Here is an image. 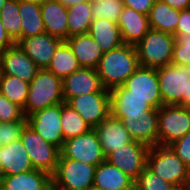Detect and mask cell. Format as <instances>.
<instances>
[{
    "mask_svg": "<svg viewBox=\"0 0 190 190\" xmlns=\"http://www.w3.org/2000/svg\"><path fill=\"white\" fill-rule=\"evenodd\" d=\"M120 119L134 141L148 147L158 145V109L144 112V115H113Z\"/></svg>",
    "mask_w": 190,
    "mask_h": 190,
    "instance_id": "5bb4252c",
    "label": "cell"
},
{
    "mask_svg": "<svg viewBox=\"0 0 190 190\" xmlns=\"http://www.w3.org/2000/svg\"><path fill=\"white\" fill-rule=\"evenodd\" d=\"M118 26L121 30L123 42L129 45L138 44L151 29L148 15L134 9L124 7L120 15Z\"/></svg>",
    "mask_w": 190,
    "mask_h": 190,
    "instance_id": "7402d4cb",
    "label": "cell"
},
{
    "mask_svg": "<svg viewBox=\"0 0 190 190\" xmlns=\"http://www.w3.org/2000/svg\"><path fill=\"white\" fill-rule=\"evenodd\" d=\"M52 176L44 171H31L0 176V190H49Z\"/></svg>",
    "mask_w": 190,
    "mask_h": 190,
    "instance_id": "44dd1931",
    "label": "cell"
},
{
    "mask_svg": "<svg viewBox=\"0 0 190 190\" xmlns=\"http://www.w3.org/2000/svg\"><path fill=\"white\" fill-rule=\"evenodd\" d=\"M63 98L67 102L71 97L96 92H110L104 88L95 68L81 67L62 79Z\"/></svg>",
    "mask_w": 190,
    "mask_h": 190,
    "instance_id": "9a60e30c",
    "label": "cell"
},
{
    "mask_svg": "<svg viewBox=\"0 0 190 190\" xmlns=\"http://www.w3.org/2000/svg\"><path fill=\"white\" fill-rule=\"evenodd\" d=\"M140 190H178L171 183L162 180L147 167L138 176L134 183Z\"/></svg>",
    "mask_w": 190,
    "mask_h": 190,
    "instance_id": "e575fe53",
    "label": "cell"
},
{
    "mask_svg": "<svg viewBox=\"0 0 190 190\" xmlns=\"http://www.w3.org/2000/svg\"><path fill=\"white\" fill-rule=\"evenodd\" d=\"M22 38L45 33L40 4L19 2Z\"/></svg>",
    "mask_w": 190,
    "mask_h": 190,
    "instance_id": "f546056e",
    "label": "cell"
},
{
    "mask_svg": "<svg viewBox=\"0 0 190 190\" xmlns=\"http://www.w3.org/2000/svg\"><path fill=\"white\" fill-rule=\"evenodd\" d=\"M179 159L190 169V130L169 146Z\"/></svg>",
    "mask_w": 190,
    "mask_h": 190,
    "instance_id": "f35d334b",
    "label": "cell"
},
{
    "mask_svg": "<svg viewBox=\"0 0 190 190\" xmlns=\"http://www.w3.org/2000/svg\"><path fill=\"white\" fill-rule=\"evenodd\" d=\"M27 124L31 126L46 142L63 146L64 137L61 128V104H56L28 116Z\"/></svg>",
    "mask_w": 190,
    "mask_h": 190,
    "instance_id": "4fadbf2b",
    "label": "cell"
},
{
    "mask_svg": "<svg viewBox=\"0 0 190 190\" xmlns=\"http://www.w3.org/2000/svg\"><path fill=\"white\" fill-rule=\"evenodd\" d=\"M61 128L64 141L85 134L92 129L66 102L61 103Z\"/></svg>",
    "mask_w": 190,
    "mask_h": 190,
    "instance_id": "4dcf8cb0",
    "label": "cell"
},
{
    "mask_svg": "<svg viewBox=\"0 0 190 190\" xmlns=\"http://www.w3.org/2000/svg\"><path fill=\"white\" fill-rule=\"evenodd\" d=\"M190 130V109L182 105H162L158 109V145L169 147Z\"/></svg>",
    "mask_w": 190,
    "mask_h": 190,
    "instance_id": "8992f818",
    "label": "cell"
},
{
    "mask_svg": "<svg viewBox=\"0 0 190 190\" xmlns=\"http://www.w3.org/2000/svg\"><path fill=\"white\" fill-rule=\"evenodd\" d=\"M184 190H190V173H189L188 181Z\"/></svg>",
    "mask_w": 190,
    "mask_h": 190,
    "instance_id": "7dc6e473",
    "label": "cell"
},
{
    "mask_svg": "<svg viewBox=\"0 0 190 190\" xmlns=\"http://www.w3.org/2000/svg\"><path fill=\"white\" fill-rule=\"evenodd\" d=\"M149 149L146 144L133 141L110 153L106 161L135 181L147 166Z\"/></svg>",
    "mask_w": 190,
    "mask_h": 190,
    "instance_id": "7c38bea8",
    "label": "cell"
},
{
    "mask_svg": "<svg viewBox=\"0 0 190 190\" xmlns=\"http://www.w3.org/2000/svg\"><path fill=\"white\" fill-rule=\"evenodd\" d=\"M40 8L45 33L66 41L68 39L67 8L57 0H44Z\"/></svg>",
    "mask_w": 190,
    "mask_h": 190,
    "instance_id": "ffe728a7",
    "label": "cell"
},
{
    "mask_svg": "<svg viewBox=\"0 0 190 190\" xmlns=\"http://www.w3.org/2000/svg\"><path fill=\"white\" fill-rule=\"evenodd\" d=\"M27 121H13L0 123V146L5 147L20 140L21 133Z\"/></svg>",
    "mask_w": 190,
    "mask_h": 190,
    "instance_id": "8d00e7d4",
    "label": "cell"
},
{
    "mask_svg": "<svg viewBox=\"0 0 190 190\" xmlns=\"http://www.w3.org/2000/svg\"><path fill=\"white\" fill-rule=\"evenodd\" d=\"M125 5L122 0L91 1L93 19H105L118 23Z\"/></svg>",
    "mask_w": 190,
    "mask_h": 190,
    "instance_id": "836d02e7",
    "label": "cell"
},
{
    "mask_svg": "<svg viewBox=\"0 0 190 190\" xmlns=\"http://www.w3.org/2000/svg\"><path fill=\"white\" fill-rule=\"evenodd\" d=\"M168 4L170 7L177 10H185L190 8V0H159Z\"/></svg>",
    "mask_w": 190,
    "mask_h": 190,
    "instance_id": "7bdbcfd3",
    "label": "cell"
},
{
    "mask_svg": "<svg viewBox=\"0 0 190 190\" xmlns=\"http://www.w3.org/2000/svg\"><path fill=\"white\" fill-rule=\"evenodd\" d=\"M49 190H62V189H60V188H58V187L54 186L53 184H51V186H50V189H49Z\"/></svg>",
    "mask_w": 190,
    "mask_h": 190,
    "instance_id": "c3c4849f",
    "label": "cell"
},
{
    "mask_svg": "<svg viewBox=\"0 0 190 190\" xmlns=\"http://www.w3.org/2000/svg\"><path fill=\"white\" fill-rule=\"evenodd\" d=\"M174 35H190V8L180 10L177 29Z\"/></svg>",
    "mask_w": 190,
    "mask_h": 190,
    "instance_id": "60d3db41",
    "label": "cell"
},
{
    "mask_svg": "<svg viewBox=\"0 0 190 190\" xmlns=\"http://www.w3.org/2000/svg\"><path fill=\"white\" fill-rule=\"evenodd\" d=\"M138 54L134 45L121 46L104 52L96 68L105 89L122 86L139 67Z\"/></svg>",
    "mask_w": 190,
    "mask_h": 190,
    "instance_id": "6da1fadb",
    "label": "cell"
},
{
    "mask_svg": "<svg viewBox=\"0 0 190 190\" xmlns=\"http://www.w3.org/2000/svg\"><path fill=\"white\" fill-rule=\"evenodd\" d=\"M62 42L63 40L60 38L42 33L22 38L17 44L40 69H45Z\"/></svg>",
    "mask_w": 190,
    "mask_h": 190,
    "instance_id": "e0dca14e",
    "label": "cell"
},
{
    "mask_svg": "<svg viewBox=\"0 0 190 190\" xmlns=\"http://www.w3.org/2000/svg\"><path fill=\"white\" fill-rule=\"evenodd\" d=\"M66 42L72 49L81 67L97 68L104 52L89 34L71 36Z\"/></svg>",
    "mask_w": 190,
    "mask_h": 190,
    "instance_id": "603a6c76",
    "label": "cell"
},
{
    "mask_svg": "<svg viewBox=\"0 0 190 190\" xmlns=\"http://www.w3.org/2000/svg\"><path fill=\"white\" fill-rule=\"evenodd\" d=\"M0 19L8 35L17 44L22 39L19 1L8 0L0 10Z\"/></svg>",
    "mask_w": 190,
    "mask_h": 190,
    "instance_id": "d6a6232c",
    "label": "cell"
},
{
    "mask_svg": "<svg viewBox=\"0 0 190 190\" xmlns=\"http://www.w3.org/2000/svg\"><path fill=\"white\" fill-rule=\"evenodd\" d=\"M28 91V82H25L16 76L1 75L0 93L3 94L12 103L20 106L22 109L25 106Z\"/></svg>",
    "mask_w": 190,
    "mask_h": 190,
    "instance_id": "1f68e13d",
    "label": "cell"
},
{
    "mask_svg": "<svg viewBox=\"0 0 190 190\" xmlns=\"http://www.w3.org/2000/svg\"><path fill=\"white\" fill-rule=\"evenodd\" d=\"M33 168L49 173H55L61 155L60 148L44 141L28 124L22 130L21 138Z\"/></svg>",
    "mask_w": 190,
    "mask_h": 190,
    "instance_id": "52a82bcc",
    "label": "cell"
},
{
    "mask_svg": "<svg viewBox=\"0 0 190 190\" xmlns=\"http://www.w3.org/2000/svg\"><path fill=\"white\" fill-rule=\"evenodd\" d=\"M8 0H0V10L2 9L3 5L7 2Z\"/></svg>",
    "mask_w": 190,
    "mask_h": 190,
    "instance_id": "681fc988",
    "label": "cell"
},
{
    "mask_svg": "<svg viewBox=\"0 0 190 190\" xmlns=\"http://www.w3.org/2000/svg\"><path fill=\"white\" fill-rule=\"evenodd\" d=\"M157 75L163 105L190 106V66L165 65Z\"/></svg>",
    "mask_w": 190,
    "mask_h": 190,
    "instance_id": "3957f363",
    "label": "cell"
},
{
    "mask_svg": "<svg viewBox=\"0 0 190 190\" xmlns=\"http://www.w3.org/2000/svg\"><path fill=\"white\" fill-rule=\"evenodd\" d=\"M125 7L134 9L135 11L148 15L150 9L156 0H122Z\"/></svg>",
    "mask_w": 190,
    "mask_h": 190,
    "instance_id": "ab89813d",
    "label": "cell"
},
{
    "mask_svg": "<svg viewBox=\"0 0 190 190\" xmlns=\"http://www.w3.org/2000/svg\"><path fill=\"white\" fill-rule=\"evenodd\" d=\"M180 10L170 7L168 4L156 0L148 14L151 29L175 34Z\"/></svg>",
    "mask_w": 190,
    "mask_h": 190,
    "instance_id": "4316f807",
    "label": "cell"
},
{
    "mask_svg": "<svg viewBox=\"0 0 190 190\" xmlns=\"http://www.w3.org/2000/svg\"><path fill=\"white\" fill-rule=\"evenodd\" d=\"M112 115H144L153 107L144 98L127 96V89L122 85L110 90Z\"/></svg>",
    "mask_w": 190,
    "mask_h": 190,
    "instance_id": "cb8c5ba5",
    "label": "cell"
},
{
    "mask_svg": "<svg viewBox=\"0 0 190 190\" xmlns=\"http://www.w3.org/2000/svg\"><path fill=\"white\" fill-rule=\"evenodd\" d=\"M174 43L173 34L150 29L135 45L139 65L157 69L171 64Z\"/></svg>",
    "mask_w": 190,
    "mask_h": 190,
    "instance_id": "5b68a950",
    "label": "cell"
},
{
    "mask_svg": "<svg viewBox=\"0 0 190 190\" xmlns=\"http://www.w3.org/2000/svg\"><path fill=\"white\" fill-rule=\"evenodd\" d=\"M94 129L111 115L110 92H96L71 97L67 102Z\"/></svg>",
    "mask_w": 190,
    "mask_h": 190,
    "instance_id": "30bf717a",
    "label": "cell"
},
{
    "mask_svg": "<svg viewBox=\"0 0 190 190\" xmlns=\"http://www.w3.org/2000/svg\"><path fill=\"white\" fill-rule=\"evenodd\" d=\"M146 167L178 190L185 189L190 169L170 147L160 145L150 147Z\"/></svg>",
    "mask_w": 190,
    "mask_h": 190,
    "instance_id": "277c9868",
    "label": "cell"
},
{
    "mask_svg": "<svg viewBox=\"0 0 190 190\" xmlns=\"http://www.w3.org/2000/svg\"><path fill=\"white\" fill-rule=\"evenodd\" d=\"M86 190H102V189L95 185H92V186H89Z\"/></svg>",
    "mask_w": 190,
    "mask_h": 190,
    "instance_id": "bcb514c9",
    "label": "cell"
},
{
    "mask_svg": "<svg viewBox=\"0 0 190 190\" xmlns=\"http://www.w3.org/2000/svg\"><path fill=\"white\" fill-rule=\"evenodd\" d=\"M88 34L103 52H108L124 44L118 23L110 20L93 19Z\"/></svg>",
    "mask_w": 190,
    "mask_h": 190,
    "instance_id": "484cf974",
    "label": "cell"
},
{
    "mask_svg": "<svg viewBox=\"0 0 190 190\" xmlns=\"http://www.w3.org/2000/svg\"><path fill=\"white\" fill-rule=\"evenodd\" d=\"M15 42L11 39L0 19V54L7 48L13 46Z\"/></svg>",
    "mask_w": 190,
    "mask_h": 190,
    "instance_id": "b9f144b4",
    "label": "cell"
},
{
    "mask_svg": "<svg viewBox=\"0 0 190 190\" xmlns=\"http://www.w3.org/2000/svg\"><path fill=\"white\" fill-rule=\"evenodd\" d=\"M57 1L60 2L66 8H69L71 6L77 5L82 2H86L88 0H57Z\"/></svg>",
    "mask_w": 190,
    "mask_h": 190,
    "instance_id": "ee69618b",
    "label": "cell"
},
{
    "mask_svg": "<svg viewBox=\"0 0 190 190\" xmlns=\"http://www.w3.org/2000/svg\"><path fill=\"white\" fill-rule=\"evenodd\" d=\"M175 43L171 64L190 66V35H174Z\"/></svg>",
    "mask_w": 190,
    "mask_h": 190,
    "instance_id": "d590c367",
    "label": "cell"
},
{
    "mask_svg": "<svg viewBox=\"0 0 190 190\" xmlns=\"http://www.w3.org/2000/svg\"><path fill=\"white\" fill-rule=\"evenodd\" d=\"M94 130L98 135L105 157L134 141L122 121L112 114L96 126Z\"/></svg>",
    "mask_w": 190,
    "mask_h": 190,
    "instance_id": "ac0fdd59",
    "label": "cell"
},
{
    "mask_svg": "<svg viewBox=\"0 0 190 190\" xmlns=\"http://www.w3.org/2000/svg\"><path fill=\"white\" fill-rule=\"evenodd\" d=\"M64 102L62 79L49 70L39 69L29 83L23 113L25 118L47 107Z\"/></svg>",
    "mask_w": 190,
    "mask_h": 190,
    "instance_id": "7a4b0ae2",
    "label": "cell"
},
{
    "mask_svg": "<svg viewBox=\"0 0 190 190\" xmlns=\"http://www.w3.org/2000/svg\"><path fill=\"white\" fill-rule=\"evenodd\" d=\"M13 121H27L23 109L12 103L3 94L0 93V123Z\"/></svg>",
    "mask_w": 190,
    "mask_h": 190,
    "instance_id": "74e56055",
    "label": "cell"
},
{
    "mask_svg": "<svg viewBox=\"0 0 190 190\" xmlns=\"http://www.w3.org/2000/svg\"><path fill=\"white\" fill-rule=\"evenodd\" d=\"M128 190H140L135 184Z\"/></svg>",
    "mask_w": 190,
    "mask_h": 190,
    "instance_id": "f907efd6",
    "label": "cell"
},
{
    "mask_svg": "<svg viewBox=\"0 0 190 190\" xmlns=\"http://www.w3.org/2000/svg\"><path fill=\"white\" fill-rule=\"evenodd\" d=\"M96 166L59 158L52 184L62 190H86L93 185Z\"/></svg>",
    "mask_w": 190,
    "mask_h": 190,
    "instance_id": "ba28073f",
    "label": "cell"
},
{
    "mask_svg": "<svg viewBox=\"0 0 190 190\" xmlns=\"http://www.w3.org/2000/svg\"><path fill=\"white\" fill-rule=\"evenodd\" d=\"M19 2H29L34 4H41L44 0H18Z\"/></svg>",
    "mask_w": 190,
    "mask_h": 190,
    "instance_id": "f6af8a7d",
    "label": "cell"
},
{
    "mask_svg": "<svg viewBox=\"0 0 190 190\" xmlns=\"http://www.w3.org/2000/svg\"><path fill=\"white\" fill-rule=\"evenodd\" d=\"M134 183L126 173L106 160L96 166L93 185L102 190H128Z\"/></svg>",
    "mask_w": 190,
    "mask_h": 190,
    "instance_id": "d4e9b609",
    "label": "cell"
},
{
    "mask_svg": "<svg viewBox=\"0 0 190 190\" xmlns=\"http://www.w3.org/2000/svg\"><path fill=\"white\" fill-rule=\"evenodd\" d=\"M27 150L21 140L0 146V176L15 175L33 170Z\"/></svg>",
    "mask_w": 190,
    "mask_h": 190,
    "instance_id": "d6986e66",
    "label": "cell"
},
{
    "mask_svg": "<svg viewBox=\"0 0 190 190\" xmlns=\"http://www.w3.org/2000/svg\"><path fill=\"white\" fill-rule=\"evenodd\" d=\"M123 86L127 89V96L144 98L154 109L163 105L156 68L139 66Z\"/></svg>",
    "mask_w": 190,
    "mask_h": 190,
    "instance_id": "8fae6325",
    "label": "cell"
},
{
    "mask_svg": "<svg viewBox=\"0 0 190 190\" xmlns=\"http://www.w3.org/2000/svg\"><path fill=\"white\" fill-rule=\"evenodd\" d=\"M80 68L81 66L72 49L66 41H63L55 50L52 60L46 69L63 79Z\"/></svg>",
    "mask_w": 190,
    "mask_h": 190,
    "instance_id": "83f0119b",
    "label": "cell"
},
{
    "mask_svg": "<svg viewBox=\"0 0 190 190\" xmlns=\"http://www.w3.org/2000/svg\"><path fill=\"white\" fill-rule=\"evenodd\" d=\"M68 38L74 35L88 34L91 22V2L79 3L67 8Z\"/></svg>",
    "mask_w": 190,
    "mask_h": 190,
    "instance_id": "f1b7e54d",
    "label": "cell"
},
{
    "mask_svg": "<svg viewBox=\"0 0 190 190\" xmlns=\"http://www.w3.org/2000/svg\"><path fill=\"white\" fill-rule=\"evenodd\" d=\"M60 152V158L78 160L94 166H98L106 160L98 135L94 129L66 140Z\"/></svg>",
    "mask_w": 190,
    "mask_h": 190,
    "instance_id": "9c48e42d",
    "label": "cell"
},
{
    "mask_svg": "<svg viewBox=\"0 0 190 190\" xmlns=\"http://www.w3.org/2000/svg\"><path fill=\"white\" fill-rule=\"evenodd\" d=\"M39 69L16 43L0 54L1 75L16 76L30 83Z\"/></svg>",
    "mask_w": 190,
    "mask_h": 190,
    "instance_id": "2e32d148",
    "label": "cell"
}]
</instances>
